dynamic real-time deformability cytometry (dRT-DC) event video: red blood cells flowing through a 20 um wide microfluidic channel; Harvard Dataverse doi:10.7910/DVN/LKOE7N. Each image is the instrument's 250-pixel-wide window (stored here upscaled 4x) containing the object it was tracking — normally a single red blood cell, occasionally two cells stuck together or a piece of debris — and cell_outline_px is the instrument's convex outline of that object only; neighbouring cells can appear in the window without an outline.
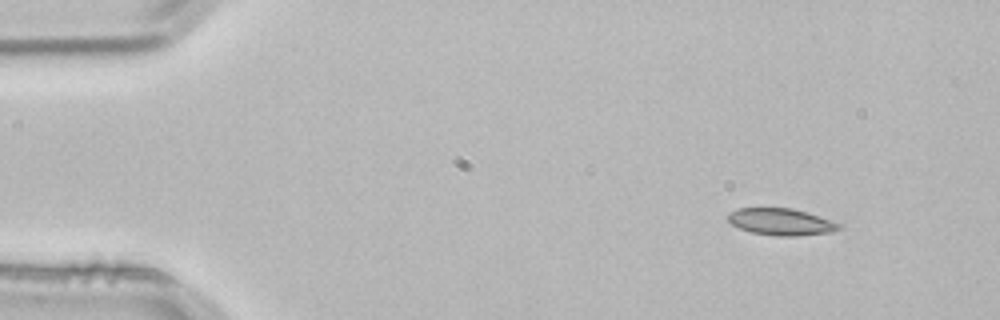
{"species": "common noctule bat (a hibernating species)", "species_latin": "Nyctalus noctula", "temperature_condition": "room temperature", "stored_images_in_passage": 3, "camera_frame_rate_fps": 3000, "um_per_image_px": 0.085, "animal": {"sex": "male", "body_mass_g": 21.5, "forearm_length_mm": 52.0}, "frame": {"image": 1, "passage_image": 1, "time_ms": 0.0, "image_size_px": [1000, 320], "cell_outline_px": [[844, 224], [840, 228], [828, 232], [796, 236], [776, 236], [752, 232], [740, 228], [732, 224], [724, 216], [728, 212], [740, 208], [792, 208], [808, 212]], "centroid_in_image_um": [66.38, 18.84], "position_along_channel_um": 18.6, "area_um2": 17.46}}
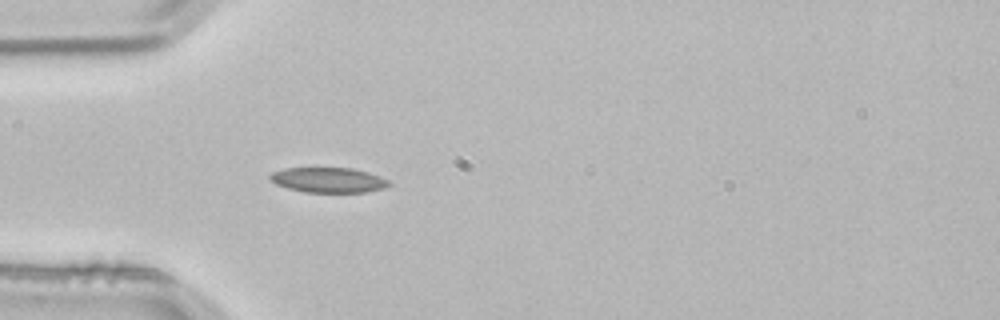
{"frame": {"image": 2, "passage_image": 3, "time_ms": 0.667, "image_size_px": [1000, 320], "cell_outline_px": [[392, 184], [384, 188], [364, 192], [304, 192], [288, 188], [276, 184], [268, 176], [272, 172], [284, 168], [352, 168], [368, 172], [380, 176], [388, 180]], "centroid_in_image_um": [27.92, 15.3], "position_along_channel_um": 57.1, "area_um2": 17.34}}